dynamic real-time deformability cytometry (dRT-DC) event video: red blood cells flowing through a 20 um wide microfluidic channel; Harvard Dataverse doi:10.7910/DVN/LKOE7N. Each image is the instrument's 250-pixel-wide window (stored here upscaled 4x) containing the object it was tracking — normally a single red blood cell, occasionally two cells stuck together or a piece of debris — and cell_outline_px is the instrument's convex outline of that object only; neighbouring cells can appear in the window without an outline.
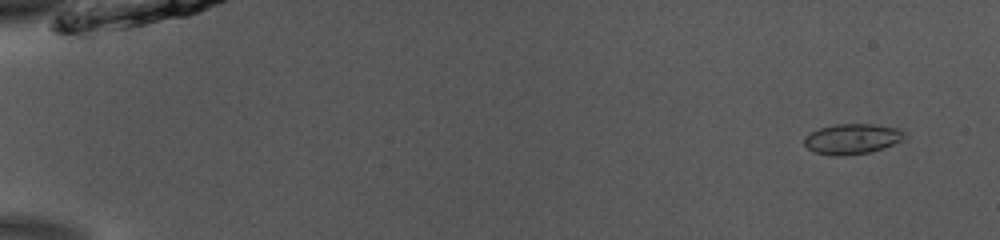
{"species": "common noctule bat (a hibernating species)", "species_latin": "Nyctalus noctula", "temperature_condition": "room temperature", "stored_images_in_passage": 53, "camera_frame_rate_fps": 3000, "um_per_image_px": 0.085, "animal": {"sex": "male", "body_mass_g": 13.0, "forearm_length_mm": 53.1}, "frame": {"image": 1, "passage_image": 4, "time_ms": 1.0, "image_size_px": [1000, 240], "cell_outline_px": [[908, 136], [892, 144], [868, 152], [840, 156], [812, 152], [804, 144], [804, 136], [820, 128], [836, 124], [872, 124], [900, 128], [908, 132]], "centroid_in_image_um": [72.45, 11.79], "position_along_channel_um": 12.6, "area_um2": 17.63}}
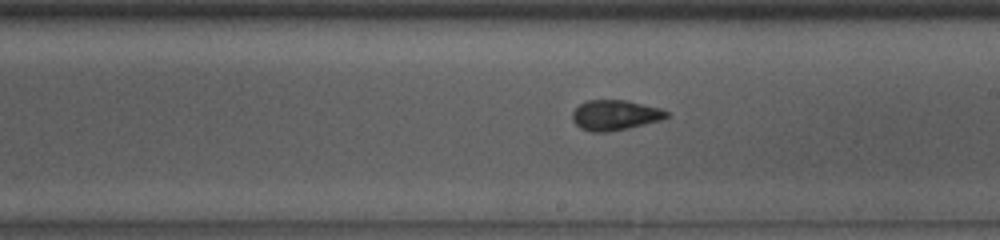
{"frame": {"image": 2, "passage_image": 32, "time_ms": 10.333, "image_size_px": [1000, 240], "cell_outline_px": [[668, 116], [660, 120], [628, 128], [608, 132], [592, 132], [580, 128], [572, 120], [572, 112], [580, 104], [588, 100], [624, 100], [660, 108], [668, 112]], "centroid_in_image_um": [52.24, 9.79], "position_along_channel_um": 236.8, "area_um2": 16.42}}
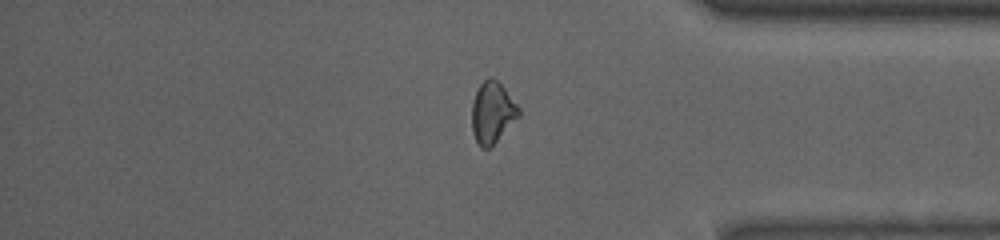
{"frame": {"image": 3, "passage_image": 45, "time_ms": 14.667, "image_size_px": [1000, 240], "cell_outline_px": [[520, 116], [488, 148], [480, 148], [472, 132], [472, 100], [480, 84], [488, 76], [492, 76], [504, 88], [520, 108]], "centroid_in_image_um": [41.84, 9.54], "position_along_channel_um": 393.4, "area_um2": 16.59}, "authors_computed_cell_mechanics": {"area_um2": 16.8776, "velocity_mm_per_s": 3.8923, "shape_relaxation_time_tau1_ms": 4.8657, "shape_relaxation_time_tau2_ms": null, "deformation_change_tau1": 0.0865, "deformation_change_tau2": null}}